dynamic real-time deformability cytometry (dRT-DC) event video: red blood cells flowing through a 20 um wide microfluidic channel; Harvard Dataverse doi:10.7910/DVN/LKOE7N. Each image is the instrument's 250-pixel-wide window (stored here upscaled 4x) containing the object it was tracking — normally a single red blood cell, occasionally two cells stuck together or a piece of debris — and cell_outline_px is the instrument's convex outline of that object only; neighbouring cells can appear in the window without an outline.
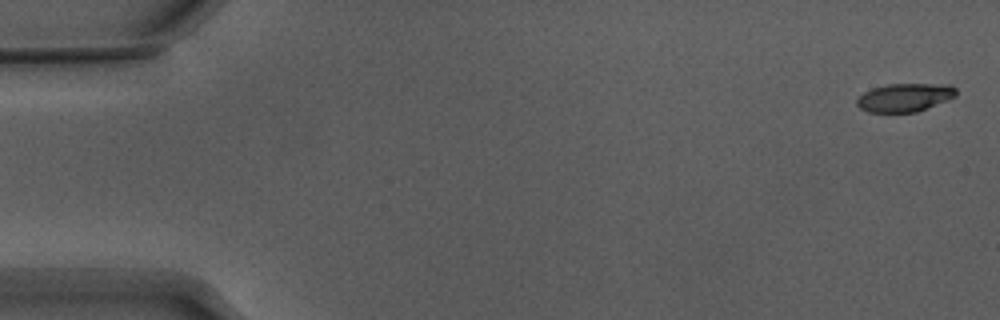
{"species": "Egyptian fruit bat (a non-hibernating species)", "species_latin": "Rousettus aegyptiacus", "temperature_condition": "warm", "stored_images_in_passage": 8, "camera_frame_rate_fps": 3000, "um_per_image_px": 0.085, "animal": {"sex": "male"}, "frame": {"image": 1, "passage_image": 1, "time_ms": 0.0, "image_size_px": [1000, 320], "cell_outline_px": [[956, 96], [948, 100], [916, 112], [868, 112], [860, 108], [856, 104], [856, 100], [864, 92], [872, 88], [888, 84], [948, 84], [956, 88]], "centroid_in_image_um": [76.9, 8.28], "position_along_channel_um": 8.1, "area_um2": 16.36}}